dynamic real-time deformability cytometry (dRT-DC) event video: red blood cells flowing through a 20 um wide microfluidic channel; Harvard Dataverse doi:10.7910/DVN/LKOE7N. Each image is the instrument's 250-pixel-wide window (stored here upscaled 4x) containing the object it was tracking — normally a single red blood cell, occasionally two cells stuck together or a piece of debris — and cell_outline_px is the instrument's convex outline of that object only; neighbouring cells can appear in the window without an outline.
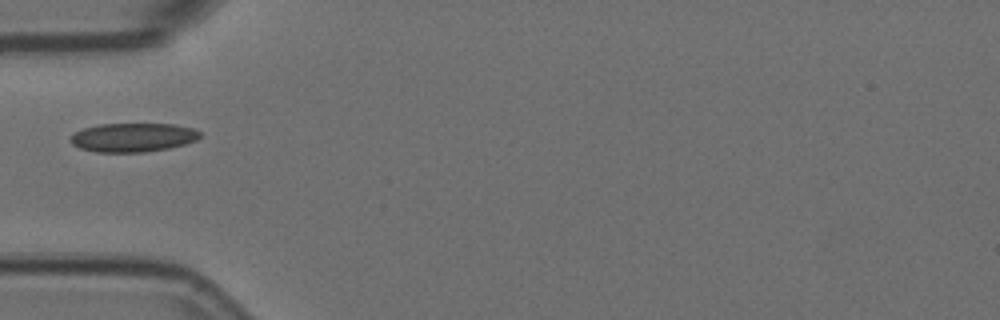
{"species": "Egyptian fruit bat (a non-hibernating species)", "species_latin": "Rousettus aegyptiacus", "temperature_condition": "room temperature", "stored_images_in_passage": 10, "camera_frame_rate_fps": 3000, "um_per_image_px": 0.085, "animal": {"sex": "female"}, "frame": {"image": 1, "passage_image": 1, "time_ms": 0.0, "image_size_px": [1000, 320], "cell_outline_px": [[200, 136], [196, 140], [184, 144], [168, 148], [144, 152], [96, 152], [80, 148], [72, 144], [68, 140], [76, 132], [84, 128], [100, 124], [176, 124], [192, 128], [200, 132]], "centroid_in_image_um": [11.29, 11.68], "position_along_channel_um": 73.7, "area_um2": 21.68}}
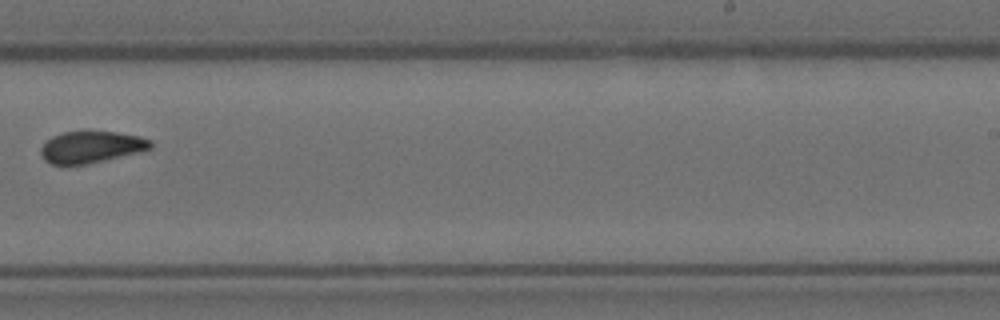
{"frame": {"image": 2, "passage_image": 6, "time_ms": 1.667, "image_size_px": [1000, 320], "cell_outline_px": [[152, 148], [88, 164], [52, 164], [44, 160], [40, 152], [40, 148], [44, 140], [52, 136], [64, 132], [88, 128], [116, 132], [140, 136], [152, 140]], "centroid_in_image_um": [7.71, 12.44], "position_along_channel_um": 281.3, "area_um2": 20.87}}
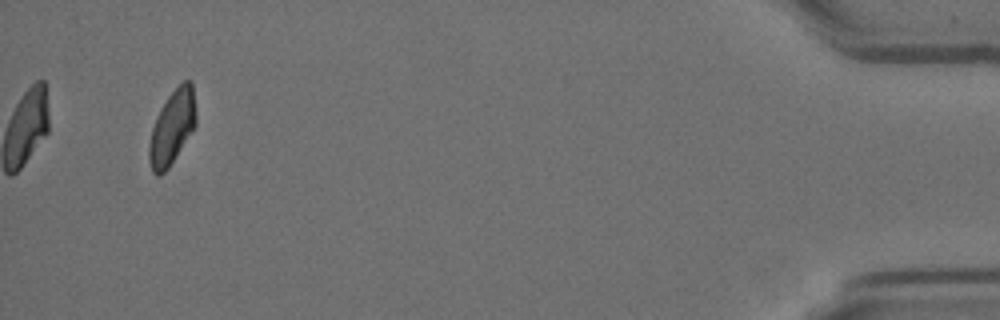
{"frame": {"image": 3, "passage_image": 10, "time_ms": 3.0, "image_size_px": [1000, 320], "cell_outline_px": [[196, 124], [176, 156], [168, 168], [164, 172], [156, 176], [152, 172], [148, 160], [148, 144], [152, 128], [156, 116], [160, 108], [168, 96], [184, 80], [192, 80], [196, 116]], "centroid_in_image_um": [14.61, 10.83], "position_along_channel_um": 420.6, "area_um2": 20.17}}